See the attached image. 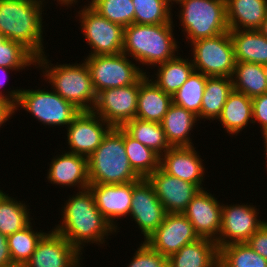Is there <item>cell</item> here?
I'll return each instance as SVG.
<instances>
[{"label": "cell", "instance_id": "obj_13", "mask_svg": "<svg viewBox=\"0 0 267 267\" xmlns=\"http://www.w3.org/2000/svg\"><path fill=\"white\" fill-rule=\"evenodd\" d=\"M167 212L147 178L133 181L132 203L129 216L146 241L161 225Z\"/></svg>", "mask_w": 267, "mask_h": 267}, {"label": "cell", "instance_id": "obj_35", "mask_svg": "<svg viewBox=\"0 0 267 267\" xmlns=\"http://www.w3.org/2000/svg\"><path fill=\"white\" fill-rule=\"evenodd\" d=\"M30 222L25 228L7 236L8 249L13 263L24 264L30 259L35 248L46 233L43 230H33L34 223ZM37 230V231H36Z\"/></svg>", "mask_w": 267, "mask_h": 267}, {"label": "cell", "instance_id": "obj_43", "mask_svg": "<svg viewBox=\"0 0 267 267\" xmlns=\"http://www.w3.org/2000/svg\"><path fill=\"white\" fill-rule=\"evenodd\" d=\"M20 70L23 71L24 69H9V68L0 66V98L7 100L13 106L18 101V97L20 95L21 88L18 89V87H17L16 89L13 88V90H12L10 87L6 92V88H4L3 86H5V84H6V81L8 78L7 75H8V73L10 74V71H16L17 72ZM2 88L5 89V91Z\"/></svg>", "mask_w": 267, "mask_h": 267}, {"label": "cell", "instance_id": "obj_50", "mask_svg": "<svg viewBox=\"0 0 267 267\" xmlns=\"http://www.w3.org/2000/svg\"><path fill=\"white\" fill-rule=\"evenodd\" d=\"M7 38L2 34L0 33V45L6 40Z\"/></svg>", "mask_w": 267, "mask_h": 267}, {"label": "cell", "instance_id": "obj_47", "mask_svg": "<svg viewBox=\"0 0 267 267\" xmlns=\"http://www.w3.org/2000/svg\"><path fill=\"white\" fill-rule=\"evenodd\" d=\"M261 34L267 38V15H266V18L265 20L263 21L261 27L258 29Z\"/></svg>", "mask_w": 267, "mask_h": 267}, {"label": "cell", "instance_id": "obj_51", "mask_svg": "<svg viewBox=\"0 0 267 267\" xmlns=\"http://www.w3.org/2000/svg\"><path fill=\"white\" fill-rule=\"evenodd\" d=\"M263 70H264L265 77H266V80H267V64L263 65Z\"/></svg>", "mask_w": 267, "mask_h": 267}, {"label": "cell", "instance_id": "obj_44", "mask_svg": "<svg viewBox=\"0 0 267 267\" xmlns=\"http://www.w3.org/2000/svg\"><path fill=\"white\" fill-rule=\"evenodd\" d=\"M13 263L8 249L7 236L0 233V267Z\"/></svg>", "mask_w": 267, "mask_h": 267}, {"label": "cell", "instance_id": "obj_24", "mask_svg": "<svg viewBox=\"0 0 267 267\" xmlns=\"http://www.w3.org/2000/svg\"><path fill=\"white\" fill-rule=\"evenodd\" d=\"M229 30H258L267 15V0H226Z\"/></svg>", "mask_w": 267, "mask_h": 267}, {"label": "cell", "instance_id": "obj_34", "mask_svg": "<svg viewBox=\"0 0 267 267\" xmlns=\"http://www.w3.org/2000/svg\"><path fill=\"white\" fill-rule=\"evenodd\" d=\"M206 82L207 76L194 70L182 86L172 95L173 103L184 107L187 111L199 117Z\"/></svg>", "mask_w": 267, "mask_h": 267}, {"label": "cell", "instance_id": "obj_19", "mask_svg": "<svg viewBox=\"0 0 267 267\" xmlns=\"http://www.w3.org/2000/svg\"><path fill=\"white\" fill-rule=\"evenodd\" d=\"M96 207L110 225L118 231L117 220L129 217L133 182L124 184H90Z\"/></svg>", "mask_w": 267, "mask_h": 267}, {"label": "cell", "instance_id": "obj_21", "mask_svg": "<svg viewBox=\"0 0 267 267\" xmlns=\"http://www.w3.org/2000/svg\"><path fill=\"white\" fill-rule=\"evenodd\" d=\"M52 158L45 177L49 183L78 191L89 188L87 157L63 150Z\"/></svg>", "mask_w": 267, "mask_h": 267}, {"label": "cell", "instance_id": "obj_6", "mask_svg": "<svg viewBox=\"0 0 267 267\" xmlns=\"http://www.w3.org/2000/svg\"><path fill=\"white\" fill-rule=\"evenodd\" d=\"M176 4L181 8L175 16L188 43L229 31L226 0H179Z\"/></svg>", "mask_w": 267, "mask_h": 267}, {"label": "cell", "instance_id": "obj_46", "mask_svg": "<svg viewBox=\"0 0 267 267\" xmlns=\"http://www.w3.org/2000/svg\"><path fill=\"white\" fill-rule=\"evenodd\" d=\"M39 1V3H41L43 6L45 5L46 6V3H48L47 1H45V0H38ZM54 1H56L57 2V4H59L60 5V7L61 6H64V7H68V8H70L71 6H73V7H75L74 5H77L76 3L78 2L79 3V1L78 0H54Z\"/></svg>", "mask_w": 267, "mask_h": 267}, {"label": "cell", "instance_id": "obj_31", "mask_svg": "<svg viewBox=\"0 0 267 267\" xmlns=\"http://www.w3.org/2000/svg\"><path fill=\"white\" fill-rule=\"evenodd\" d=\"M122 128L132 138L151 148L160 157L171 148L161 123L134 118L127 121Z\"/></svg>", "mask_w": 267, "mask_h": 267}, {"label": "cell", "instance_id": "obj_3", "mask_svg": "<svg viewBox=\"0 0 267 267\" xmlns=\"http://www.w3.org/2000/svg\"><path fill=\"white\" fill-rule=\"evenodd\" d=\"M44 7L38 0H0V33L22 44L36 58L46 53Z\"/></svg>", "mask_w": 267, "mask_h": 267}, {"label": "cell", "instance_id": "obj_16", "mask_svg": "<svg viewBox=\"0 0 267 267\" xmlns=\"http://www.w3.org/2000/svg\"><path fill=\"white\" fill-rule=\"evenodd\" d=\"M197 239L199 236L183 213H167L161 225L146 242L161 255L169 257Z\"/></svg>", "mask_w": 267, "mask_h": 267}, {"label": "cell", "instance_id": "obj_45", "mask_svg": "<svg viewBox=\"0 0 267 267\" xmlns=\"http://www.w3.org/2000/svg\"><path fill=\"white\" fill-rule=\"evenodd\" d=\"M12 116H14L13 105L7 100L0 98V127L4 126L3 124H6L10 117L12 118Z\"/></svg>", "mask_w": 267, "mask_h": 267}, {"label": "cell", "instance_id": "obj_2", "mask_svg": "<svg viewBox=\"0 0 267 267\" xmlns=\"http://www.w3.org/2000/svg\"><path fill=\"white\" fill-rule=\"evenodd\" d=\"M174 28L173 20L163 24L133 23L124 28L122 52L135 59L138 66L153 69L177 55L180 46Z\"/></svg>", "mask_w": 267, "mask_h": 267}, {"label": "cell", "instance_id": "obj_22", "mask_svg": "<svg viewBox=\"0 0 267 267\" xmlns=\"http://www.w3.org/2000/svg\"><path fill=\"white\" fill-rule=\"evenodd\" d=\"M172 103V95L160 89L147 74L140 78L136 118L161 123Z\"/></svg>", "mask_w": 267, "mask_h": 267}, {"label": "cell", "instance_id": "obj_32", "mask_svg": "<svg viewBox=\"0 0 267 267\" xmlns=\"http://www.w3.org/2000/svg\"><path fill=\"white\" fill-rule=\"evenodd\" d=\"M8 195L5 192L0 195V233L6 236L25 228L34 220L29 204Z\"/></svg>", "mask_w": 267, "mask_h": 267}, {"label": "cell", "instance_id": "obj_39", "mask_svg": "<svg viewBox=\"0 0 267 267\" xmlns=\"http://www.w3.org/2000/svg\"><path fill=\"white\" fill-rule=\"evenodd\" d=\"M36 67V57L19 42L6 39L0 45V66L9 69Z\"/></svg>", "mask_w": 267, "mask_h": 267}, {"label": "cell", "instance_id": "obj_33", "mask_svg": "<svg viewBox=\"0 0 267 267\" xmlns=\"http://www.w3.org/2000/svg\"><path fill=\"white\" fill-rule=\"evenodd\" d=\"M124 145L130 166L140 178H148L160 167V156L124 130Z\"/></svg>", "mask_w": 267, "mask_h": 267}, {"label": "cell", "instance_id": "obj_52", "mask_svg": "<svg viewBox=\"0 0 267 267\" xmlns=\"http://www.w3.org/2000/svg\"><path fill=\"white\" fill-rule=\"evenodd\" d=\"M97 0H88L87 2H88V4H86V5H88V6H92L95 2H96Z\"/></svg>", "mask_w": 267, "mask_h": 267}, {"label": "cell", "instance_id": "obj_48", "mask_svg": "<svg viewBox=\"0 0 267 267\" xmlns=\"http://www.w3.org/2000/svg\"><path fill=\"white\" fill-rule=\"evenodd\" d=\"M262 138H263V141H264L263 142L264 143V149H265L264 153H265V157H266V159H265L266 163L265 164H266V171H267V133H263L262 134Z\"/></svg>", "mask_w": 267, "mask_h": 267}, {"label": "cell", "instance_id": "obj_15", "mask_svg": "<svg viewBox=\"0 0 267 267\" xmlns=\"http://www.w3.org/2000/svg\"><path fill=\"white\" fill-rule=\"evenodd\" d=\"M82 254L54 229L39 240L25 267H83Z\"/></svg>", "mask_w": 267, "mask_h": 267}, {"label": "cell", "instance_id": "obj_28", "mask_svg": "<svg viewBox=\"0 0 267 267\" xmlns=\"http://www.w3.org/2000/svg\"><path fill=\"white\" fill-rule=\"evenodd\" d=\"M179 55L180 53L165 63L155 66L157 67L154 73L155 75L153 74L150 77V74L147 73L148 78L165 93L170 95H173L194 71L191 58L189 59L187 56L184 58Z\"/></svg>", "mask_w": 267, "mask_h": 267}, {"label": "cell", "instance_id": "obj_4", "mask_svg": "<svg viewBox=\"0 0 267 267\" xmlns=\"http://www.w3.org/2000/svg\"><path fill=\"white\" fill-rule=\"evenodd\" d=\"M36 68L42 70L43 79L56 93L73 104L80 111L94 109L97 94L92 85L91 74L86 62L56 65L49 61L47 54L36 58Z\"/></svg>", "mask_w": 267, "mask_h": 267}, {"label": "cell", "instance_id": "obj_11", "mask_svg": "<svg viewBox=\"0 0 267 267\" xmlns=\"http://www.w3.org/2000/svg\"><path fill=\"white\" fill-rule=\"evenodd\" d=\"M244 204L222 203V224L215 241L218 249L234 243H246L249 238L266 222L259 219V208Z\"/></svg>", "mask_w": 267, "mask_h": 267}, {"label": "cell", "instance_id": "obj_17", "mask_svg": "<svg viewBox=\"0 0 267 267\" xmlns=\"http://www.w3.org/2000/svg\"><path fill=\"white\" fill-rule=\"evenodd\" d=\"M206 187L190 201L183 214L192 223L199 238L218 239L222 224V202Z\"/></svg>", "mask_w": 267, "mask_h": 267}, {"label": "cell", "instance_id": "obj_27", "mask_svg": "<svg viewBox=\"0 0 267 267\" xmlns=\"http://www.w3.org/2000/svg\"><path fill=\"white\" fill-rule=\"evenodd\" d=\"M236 62L267 64V38L259 30H229Z\"/></svg>", "mask_w": 267, "mask_h": 267}, {"label": "cell", "instance_id": "obj_7", "mask_svg": "<svg viewBox=\"0 0 267 267\" xmlns=\"http://www.w3.org/2000/svg\"><path fill=\"white\" fill-rule=\"evenodd\" d=\"M14 113L20 109L27 111L38 122L48 127H68L81 112L73 104L66 101L54 90L21 88L17 103L13 106ZM20 108V109H19ZM67 125V126H66Z\"/></svg>", "mask_w": 267, "mask_h": 267}, {"label": "cell", "instance_id": "obj_40", "mask_svg": "<svg viewBox=\"0 0 267 267\" xmlns=\"http://www.w3.org/2000/svg\"><path fill=\"white\" fill-rule=\"evenodd\" d=\"M127 267H168V257L154 250L146 241H141Z\"/></svg>", "mask_w": 267, "mask_h": 267}, {"label": "cell", "instance_id": "obj_29", "mask_svg": "<svg viewBox=\"0 0 267 267\" xmlns=\"http://www.w3.org/2000/svg\"><path fill=\"white\" fill-rule=\"evenodd\" d=\"M233 91V83L230 77H208L201 102V112L198 121L207 119L210 122L216 120L222 112L228 95ZM212 120V121H211Z\"/></svg>", "mask_w": 267, "mask_h": 267}, {"label": "cell", "instance_id": "obj_30", "mask_svg": "<svg viewBox=\"0 0 267 267\" xmlns=\"http://www.w3.org/2000/svg\"><path fill=\"white\" fill-rule=\"evenodd\" d=\"M231 79L233 90L251 99L267 93V80L262 64L236 62Z\"/></svg>", "mask_w": 267, "mask_h": 267}, {"label": "cell", "instance_id": "obj_36", "mask_svg": "<svg viewBox=\"0 0 267 267\" xmlns=\"http://www.w3.org/2000/svg\"><path fill=\"white\" fill-rule=\"evenodd\" d=\"M218 267H267V260L247 243H234L219 248Z\"/></svg>", "mask_w": 267, "mask_h": 267}, {"label": "cell", "instance_id": "obj_37", "mask_svg": "<svg viewBox=\"0 0 267 267\" xmlns=\"http://www.w3.org/2000/svg\"><path fill=\"white\" fill-rule=\"evenodd\" d=\"M135 7L134 23L163 24L174 20L172 5L167 0H132Z\"/></svg>", "mask_w": 267, "mask_h": 267}, {"label": "cell", "instance_id": "obj_5", "mask_svg": "<svg viewBox=\"0 0 267 267\" xmlns=\"http://www.w3.org/2000/svg\"><path fill=\"white\" fill-rule=\"evenodd\" d=\"M90 184H124L141 178L130 166L124 145V129L112 127L100 146L87 158Z\"/></svg>", "mask_w": 267, "mask_h": 267}, {"label": "cell", "instance_id": "obj_23", "mask_svg": "<svg viewBox=\"0 0 267 267\" xmlns=\"http://www.w3.org/2000/svg\"><path fill=\"white\" fill-rule=\"evenodd\" d=\"M219 249L215 241L199 238L168 257V267H218Z\"/></svg>", "mask_w": 267, "mask_h": 267}, {"label": "cell", "instance_id": "obj_12", "mask_svg": "<svg viewBox=\"0 0 267 267\" xmlns=\"http://www.w3.org/2000/svg\"><path fill=\"white\" fill-rule=\"evenodd\" d=\"M140 79L132 85L102 90L92 110L112 127L136 118Z\"/></svg>", "mask_w": 267, "mask_h": 267}, {"label": "cell", "instance_id": "obj_14", "mask_svg": "<svg viewBox=\"0 0 267 267\" xmlns=\"http://www.w3.org/2000/svg\"><path fill=\"white\" fill-rule=\"evenodd\" d=\"M112 128L93 111H81L66 127L69 153L89 157L102 143Z\"/></svg>", "mask_w": 267, "mask_h": 267}, {"label": "cell", "instance_id": "obj_1", "mask_svg": "<svg viewBox=\"0 0 267 267\" xmlns=\"http://www.w3.org/2000/svg\"><path fill=\"white\" fill-rule=\"evenodd\" d=\"M61 210L62 221L52 229L61 234L83 256L84 247L89 243L103 246L116 230L96 207L90 188L70 195ZM106 237V238H105Z\"/></svg>", "mask_w": 267, "mask_h": 267}, {"label": "cell", "instance_id": "obj_25", "mask_svg": "<svg viewBox=\"0 0 267 267\" xmlns=\"http://www.w3.org/2000/svg\"><path fill=\"white\" fill-rule=\"evenodd\" d=\"M198 117L184 107L172 103L161 122L166 139L171 147H192L191 139ZM190 135V136H189Z\"/></svg>", "mask_w": 267, "mask_h": 267}, {"label": "cell", "instance_id": "obj_53", "mask_svg": "<svg viewBox=\"0 0 267 267\" xmlns=\"http://www.w3.org/2000/svg\"><path fill=\"white\" fill-rule=\"evenodd\" d=\"M167 1L173 6V4L176 3L179 0H167Z\"/></svg>", "mask_w": 267, "mask_h": 267}, {"label": "cell", "instance_id": "obj_38", "mask_svg": "<svg viewBox=\"0 0 267 267\" xmlns=\"http://www.w3.org/2000/svg\"><path fill=\"white\" fill-rule=\"evenodd\" d=\"M91 7L123 28L134 23L135 7L132 0H97Z\"/></svg>", "mask_w": 267, "mask_h": 267}, {"label": "cell", "instance_id": "obj_26", "mask_svg": "<svg viewBox=\"0 0 267 267\" xmlns=\"http://www.w3.org/2000/svg\"><path fill=\"white\" fill-rule=\"evenodd\" d=\"M223 129L234 136L242 132L249 124H253L252 99L247 95L233 90L225 102L217 119Z\"/></svg>", "mask_w": 267, "mask_h": 267}, {"label": "cell", "instance_id": "obj_10", "mask_svg": "<svg viewBox=\"0 0 267 267\" xmlns=\"http://www.w3.org/2000/svg\"><path fill=\"white\" fill-rule=\"evenodd\" d=\"M76 11L80 30L91 48L88 56L122 53L124 28L101 16L91 6L84 5Z\"/></svg>", "mask_w": 267, "mask_h": 267}, {"label": "cell", "instance_id": "obj_42", "mask_svg": "<svg viewBox=\"0 0 267 267\" xmlns=\"http://www.w3.org/2000/svg\"><path fill=\"white\" fill-rule=\"evenodd\" d=\"M256 253L267 260V221L246 242Z\"/></svg>", "mask_w": 267, "mask_h": 267}, {"label": "cell", "instance_id": "obj_8", "mask_svg": "<svg viewBox=\"0 0 267 267\" xmlns=\"http://www.w3.org/2000/svg\"><path fill=\"white\" fill-rule=\"evenodd\" d=\"M189 45L192 47L191 61L195 71L208 77H232L236 60L229 31Z\"/></svg>", "mask_w": 267, "mask_h": 267}, {"label": "cell", "instance_id": "obj_9", "mask_svg": "<svg viewBox=\"0 0 267 267\" xmlns=\"http://www.w3.org/2000/svg\"><path fill=\"white\" fill-rule=\"evenodd\" d=\"M126 54L85 56L96 94L102 90L135 84L144 74Z\"/></svg>", "mask_w": 267, "mask_h": 267}, {"label": "cell", "instance_id": "obj_41", "mask_svg": "<svg viewBox=\"0 0 267 267\" xmlns=\"http://www.w3.org/2000/svg\"><path fill=\"white\" fill-rule=\"evenodd\" d=\"M253 124L261 128V134L267 133V93L252 99Z\"/></svg>", "mask_w": 267, "mask_h": 267}, {"label": "cell", "instance_id": "obj_49", "mask_svg": "<svg viewBox=\"0 0 267 267\" xmlns=\"http://www.w3.org/2000/svg\"><path fill=\"white\" fill-rule=\"evenodd\" d=\"M1 267H25V265L24 264H20V263H11L9 265L1 266Z\"/></svg>", "mask_w": 267, "mask_h": 267}, {"label": "cell", "instance_id": "obj_20", "mask_svg": "<svg viewBox=\"0 0 267 267\" xmlns=\"http://www.w3.org/2000/svg\"><path fill=\"white\" fill-rule=\"evenodd\" d=\"M196 147H171L160 157V167L168 174L193 184L201 189L205 180V163ZM203 182V183H202Z\"/></svg>", "mask_w": 267, "mask_h": 267}, {"label": "cell", "instance_id": "obj_18", "mask_svg": "<svg viewBox=\"0 0 267 267\" xmlns=\"http://www.w3.org/2000/svg\"><path fill=\"white\" fill-rule=\"evenodd\" d=\"M167 213H183L201 188L191 182L178 179L159 167L148 178Z\"/></svg>", "mask_w": 267, "mask_h": 267}]
</instances>
